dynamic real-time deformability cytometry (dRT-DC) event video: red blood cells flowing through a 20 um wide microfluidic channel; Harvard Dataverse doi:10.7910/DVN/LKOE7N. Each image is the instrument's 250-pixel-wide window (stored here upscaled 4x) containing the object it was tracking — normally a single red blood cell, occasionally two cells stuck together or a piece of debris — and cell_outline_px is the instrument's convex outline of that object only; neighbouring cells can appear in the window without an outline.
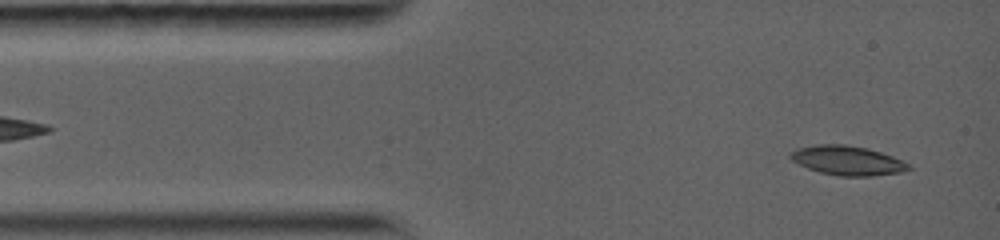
{"species": "common noctule bat (a hibernating species)", "species_latin": "Nyctalus noctula", "temperature_condition": "warm", "stored_images_in_passage": 76, "camera_frame_rate_fps": 5000, "um_per_image_px": 0.085, "animal": {"sex": "female", "body_mass_g": 19.0, "forearm_length_mm": 56.7}, "frame": {"image": 1, "passage_image": 4, "time_ms": 0.4, "image_size_px": [1000, 240], "cell_outline_px": [[912, 168], [900, 172], [872, 176], [836, 176], [820, 172], [808, 168], [792, 160], [788, 156], [796, 148], [816, 144], [844, 144], [868, 148], [892, 156], [908, 164]], "centroid_in_image_um": [72.0, 13.64], "position_along_channel_um": 13.0, "area_um2": 20.11}}
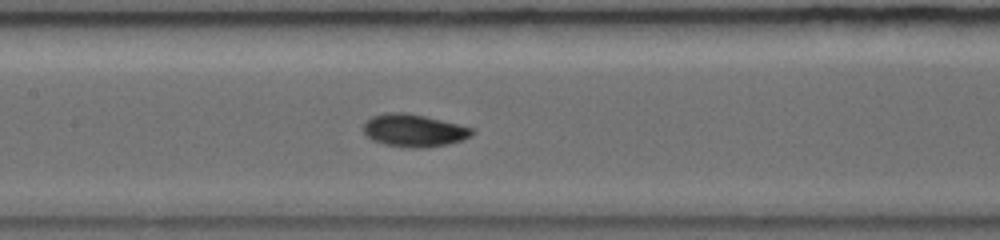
{"frame": {"image": 2, "passage_image": 34, "time_ms": 5.8, "image_size_px": [1000, 240], "cell_outline_px": [[476, 128], [472, 136], [464, 140], [448, 144], [428, 148], [408, 148], [384, 144], [372, 140], [364, 132], [364, 124], [372, 116], [384, 112], [404, 112], [424, 116], [460, 124]], "centroid_in_image_um": [35.24, 11.1], "position_along_channel_um": 172.2, "area_um2": 20.92}}
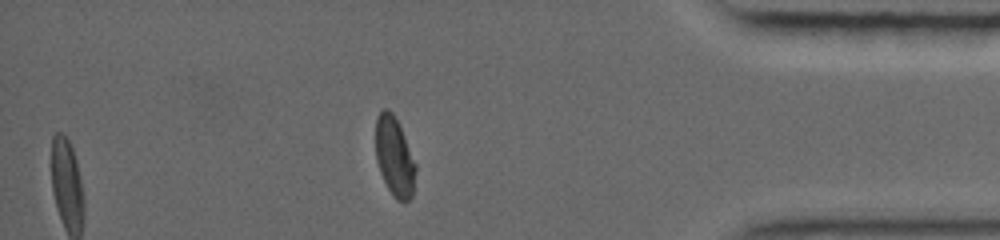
{"frame": {"image": 3, "passage_image": 67, "time_ms": 12.4, "image_size_px": [1000, 240], "cell_outline_px": [[416, 168], [412, 196], [408, 200], [396, 200], [392, 196], [380, 172], [376, 160], [376, 116], [384, 108], [388, 108], [392, 112], [400, 128], [416, 164]], "centroid_in_image_um": [33.51, 13.32], "position_along_channel_um": 401.7, "area_um2": 18.21}, "authors_computed_cell_mechanics": {"area_um2": 19.6231, "velocity_mm_per_s": 3.9464, "shape_relaxation_time_tau1_ms": 5.4986, "shape_relaxation_time_tau2_ms": 2.4977, "deformation_change_tau1": 0.1808, "deformation_change_tau2": 0.0333}}